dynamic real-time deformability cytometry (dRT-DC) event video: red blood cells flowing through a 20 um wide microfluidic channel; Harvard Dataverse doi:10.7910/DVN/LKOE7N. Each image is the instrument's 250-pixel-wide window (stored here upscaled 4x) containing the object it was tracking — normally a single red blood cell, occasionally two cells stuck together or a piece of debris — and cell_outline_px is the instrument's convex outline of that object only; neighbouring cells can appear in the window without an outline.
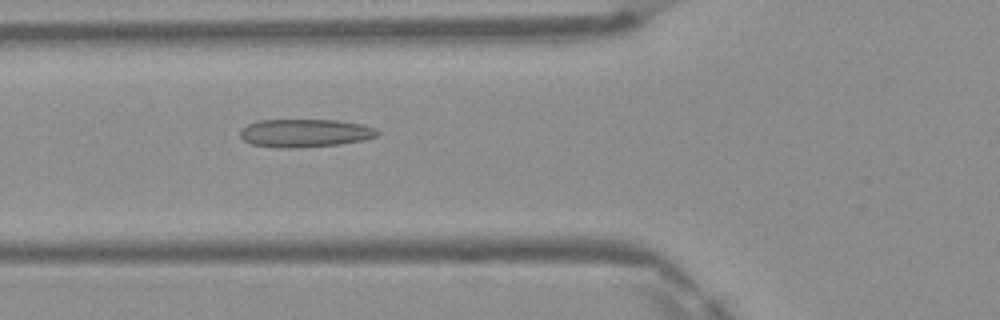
{"species": "Egyptian fruit bat (a non-hibernating species)", "species_latin": "Rousettus aegyptiacus", "temperature_condition": "warm", "stored_images_in_passage": 48, "camera_frame_rate_fps": 3000, "um_per_image_px": 0.085, "frame": {"image": 1, "passage_image": 18, "time_ms": 5.667, "image_size_px": [1000, 320], "cell_outline_px": [[380, 132], [376, 136], [364, 140], [340, 144], [288, 148], [280, 148], [252, 144], [244, 140], [240, 136], [240, 128], [248, 124], [260, 120], [336, 120], [360, 124], [376, 128]], "centroid_in_image_um": [25.91, 11.3], "position_along_channel_um": 99.9, "area_um2": 22.37}}
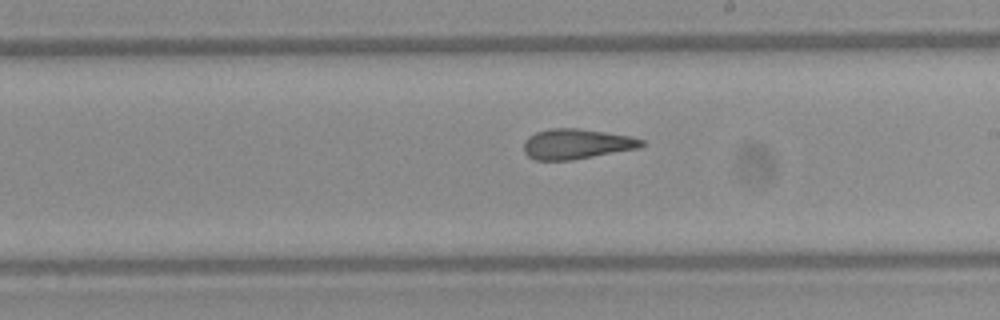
{"frame": {"image": 2, "passage_image": 28, "time_ms": 9.0, "image_size_px": [1000, 320], "cell_outline_px": [[644, 144], [640, 148], [572, 160], [536, 160], [528, 156], [524, 152], [524, 140], [528, 136], [536, 132], [552, 128], [580, 128], [628, 136], [644, 140]], "centroid_in_image_um": [48.98, 12.24], "position_along_channel_um": 240.0, "area_um2": 20.69}}
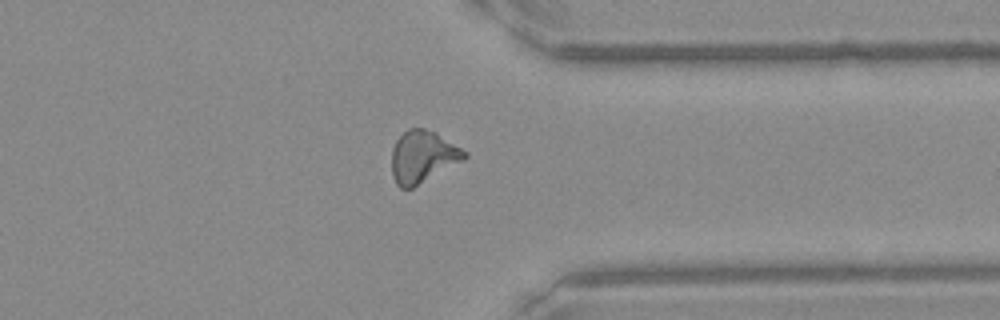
{"frame": {"image": 3, "passage_image": 38, "time_ms": 12.333, "image_size_px": [1000, 320], "cell_outline_px": [[468, 156], [464, 160], [412, 188], [400, 188], [396, 184], [392, 176], [392, 148], [396, 140], [408, 128], [424, 128], [436, 132], [468, 152]], "centroid_in_image_um": [35.93, 13.31], "position_along_channel_um": 375.5, "area_um2": 22.14}, "authors_computed_cell_mechanics": {"area_um2": 21.6172, "velocity_mm_per_s": 4.1845, "shape_relaxation_time_tau1_ms": null, "shape_relaxation_time_tau2_ms": 1.6253, "deformation_change_tau1": null, "deformation_change_tau2": 0.1013}}